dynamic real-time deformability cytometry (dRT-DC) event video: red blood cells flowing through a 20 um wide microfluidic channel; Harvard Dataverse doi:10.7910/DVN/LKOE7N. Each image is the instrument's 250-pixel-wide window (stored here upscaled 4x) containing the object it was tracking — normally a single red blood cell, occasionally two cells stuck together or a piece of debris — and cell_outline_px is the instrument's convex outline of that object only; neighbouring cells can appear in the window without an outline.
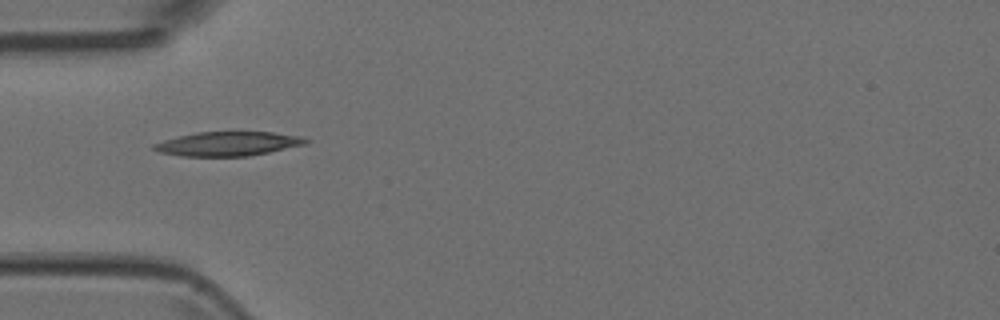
{"species": "Egyptian fruit bat (a non-hibernating species)", "species_latin": "Rousettus aegyptiacus", "temperature_condition": "room temperature", "stored_images_in_passage": 6, "camera_frame_rate_fps": 3000, "um_per_image_px": 0.085, "animal": {"sex": "female"}, "frame": {"image": 1, "passage_image": 3, "time_ms": 0.667, "image_size_px": [1000, 320], "cell_outline_px": [[312, 140], [304, 144], [268, 152], [248, 156], [180, 156], [160, 152], [152, 148], [152, 144], [164, 140], [196, 132], [272, 132], [300, 136]], "centroid_in_image_um": [19.37, 12.22], "position_along_channel_um": 65.6, "area_um2": 21.21}}
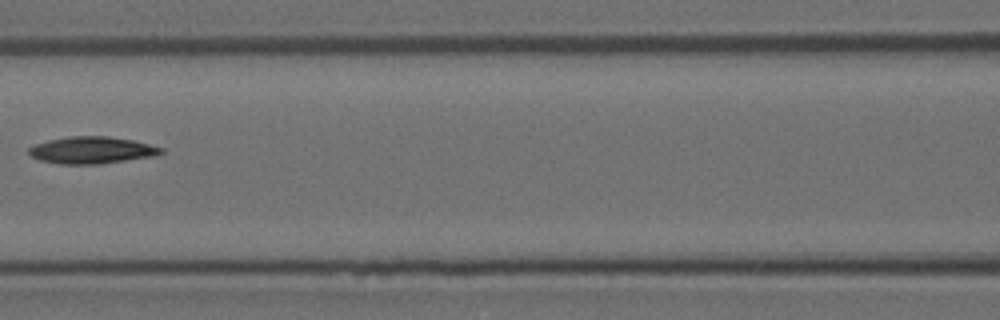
{"frame": {"image": 2, "passage_image": 5, "time_ms": 1.333, "image_size_px": [1000, 320], "cell_outline_px": [[164, 152], [152, 156], [96, 164], [60, 164], [40, 160], [32, 156], [28, 152], [28, 148], [36, 144], [48, 140], [68, 136], [108, 136], [132, 140], [164, 148]], "centroid_in_image_um": [7.77, 12.75], "position_along_channel_um": 158.8, "area_um2": 20.52}}
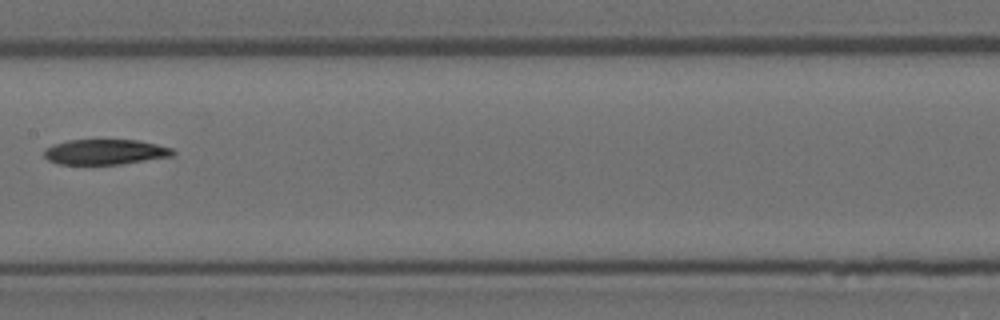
{"frame": {"image": 3, "passage_image": 6, "time_ms": 1.667, "image_size_px": [1000, 320], "cell_outline_px": [[176, 152], [172, 156], [120, 164], [60, 164], [48, 160], [44, 156], [44, 148], [68, 140], [136, 140], [156, 144], [172, 148]], "centroid_in_image_um": [8.93, 12.91], "position_along_channel_um": 198.5, "area_um2": 18.79}}